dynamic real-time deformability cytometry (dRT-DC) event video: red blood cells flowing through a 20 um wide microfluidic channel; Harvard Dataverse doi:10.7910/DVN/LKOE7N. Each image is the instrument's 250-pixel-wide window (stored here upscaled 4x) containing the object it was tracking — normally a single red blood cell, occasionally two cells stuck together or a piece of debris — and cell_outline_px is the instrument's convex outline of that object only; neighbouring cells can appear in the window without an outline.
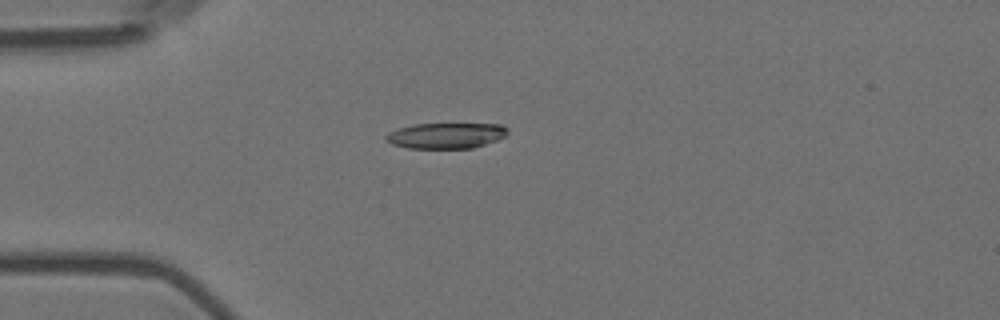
{"species": "Egyptian fruit bat (a non-hibernating species)", "species_latin": "Rousettus aegyptiacus", "temperature_condition": "room temperature", "stored_images_in_passage": 3, "camera_frame_rate_fps": 3000, "um_per_image_px": 0.085, "animal": {"sex": "female"}, "frame": {"image": 1, "passage_image": 1, "time_ms": 0.0, "image_size_px": [1000, 320], "cell_outline_px": [[508, 132], [504, 136], [496, 140], [472, 148], [408, 148], [392, 144], [384, 140], [384, 136], [388, 132], [396, 128], [416, 124], [500, 124], [508, 128]], "centroid_in_image_um": [37.86, 11.52], "position_along_channel_um": 47.1, "area_um2": 18.21}}
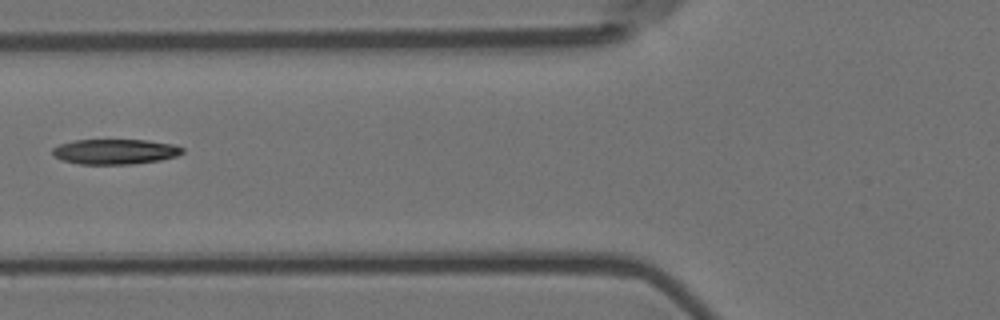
{"frame": {"image": 2, "passage_image": 3, "time_ms": 0.667, "image_size_px": [1000, 320], "cell_outline_px": [[184, 152], [176, 156], [160, 160], [132, 164], [80, 164], [60, 160], [52, 156], [52, 148], [60, 144], [76, 140], [148, 140], [176, 144], [184, 148]], "centroid_in_image_um": [9.78, 12.89], "position_along_channel_um": 116.0, "area_um2": 19.25}}